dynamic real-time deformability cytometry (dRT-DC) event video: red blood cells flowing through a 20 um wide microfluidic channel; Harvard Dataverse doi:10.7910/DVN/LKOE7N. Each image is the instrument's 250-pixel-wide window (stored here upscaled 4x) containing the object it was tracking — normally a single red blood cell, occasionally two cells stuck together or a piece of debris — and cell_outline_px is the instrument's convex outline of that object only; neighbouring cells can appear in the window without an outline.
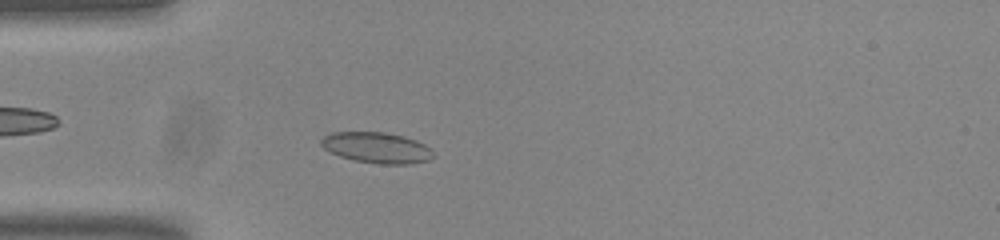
{"species": "common noctule bat (a hibernating species)", "species_latin": "Nyctalus noctula", "temperature_condition": "room temperature", "stored_images_in_passage": 50, "camera_frame_rate_fps": 3000, "um_per_image_px": 0.085, "animal": {"sex": "male", "body_mass_g": 20.0, "forearm_length_mm": 53.3}, "frame": {"image": 1, "passage_image": 11, "time_ms": 3.333, "image_size_px": [1000, 240], "cell_outline_px": [[436, 156], [428, 160], [412, 164], [380, 164], [352, 160], [328, 152], [320, 144], [320, 140], [324, 136], [332, 132], [384, 132], [404, 136], [416, 140], [432, 148]], "centroid_in_image_um": [32.04, 12.56], "position_along_channel_um": 53.0, "area_um2": 20.46}}
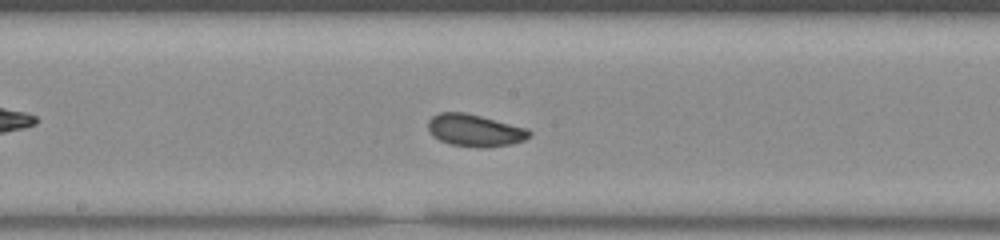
{"frame": {"image": 2, "passage_image": 24, "time_ms": 7.667, "image_size_px": [1000, 240], "cell_outline_px": [[532, 136], [524, 140], [512, 144], [484, 148], [480, 148], [448, 144], [432, 136], [428, 128], [428, 120], [432, 116], [440, 112], [464, 112], [528, 128], [532, 132]], "centroid_in_image_um": [40.37, 11.09], "position_along_channel_um": 207.8, "area_um2": 19.19}}
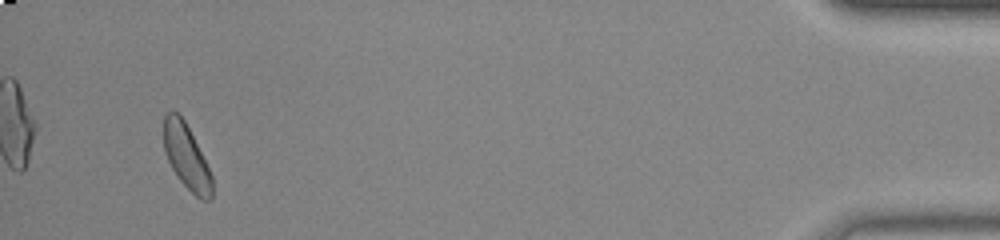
{"frame": {"image": 3, "passage_image": 47, "time_ms": 15.333, "image_size_px": [1000, 240], "cell_outline_px": [[212, 200], [200, 200], [176, 176], [164, 152], [164, 112], [176, 112], [184, 120], [212, 176]], "centroid_in_image_um": [15.83, 13.35], "position_along_channel_um": 419.4, "area_um2": 17.8}, "authors_computed_cell_mechanics": {"area_um2": 18.9295, "velocity_mm_per_s": 3.7573, "shape_relaxation_time_tau1_ms": 2.9576, "shape_relaxation_time_tau2_ms": 5.8173, "deformation_change_tau1": 0.0372, "deformation_change_tau2": 0.1072}}